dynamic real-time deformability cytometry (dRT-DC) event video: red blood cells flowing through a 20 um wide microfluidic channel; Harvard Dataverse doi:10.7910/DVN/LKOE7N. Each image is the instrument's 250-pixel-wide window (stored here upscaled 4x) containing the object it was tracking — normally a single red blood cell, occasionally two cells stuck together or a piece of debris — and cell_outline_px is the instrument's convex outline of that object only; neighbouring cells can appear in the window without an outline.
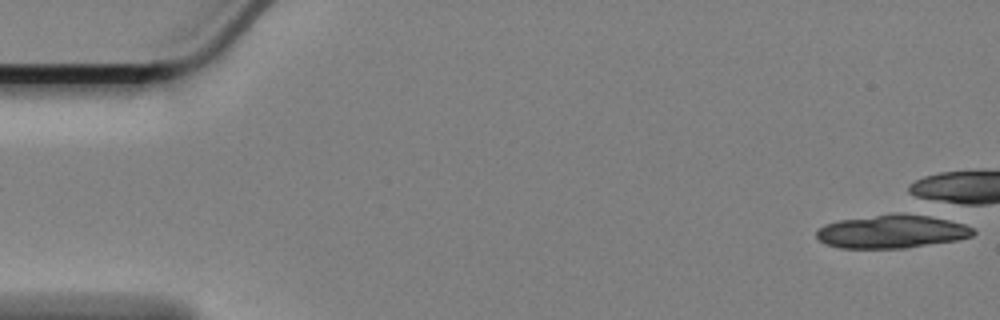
{"species": "Egyptian fruit bat (a non-hibernating species)", "species_latin": "Rousettus aegyptiacus", "temperature_condition": "cold", "stored_images_in_passage": 1, "camera_frame_rate_fps": 3000, "um_per_image_px": 0.085, "animal": {"sex": "female"}, "frame": {"image": 1, "passage_image": 1, "time_ms": 0.0, "image_size_px": [1000, 320], "cell_outline_px": [[976, 232], [972, 236], [956, 240], [904, 248], [840, 248], [828, 244], [820, 240], [816, 236], [816, 232], [824, 224], [840, 220], [896, 212], [920, 212], [940, 216], [964, 224], [972, 228]], "centroid_in_image_um": [75.88, 19.64], "position_along_channel_um": 9.1, "area_um2": 31.04}}